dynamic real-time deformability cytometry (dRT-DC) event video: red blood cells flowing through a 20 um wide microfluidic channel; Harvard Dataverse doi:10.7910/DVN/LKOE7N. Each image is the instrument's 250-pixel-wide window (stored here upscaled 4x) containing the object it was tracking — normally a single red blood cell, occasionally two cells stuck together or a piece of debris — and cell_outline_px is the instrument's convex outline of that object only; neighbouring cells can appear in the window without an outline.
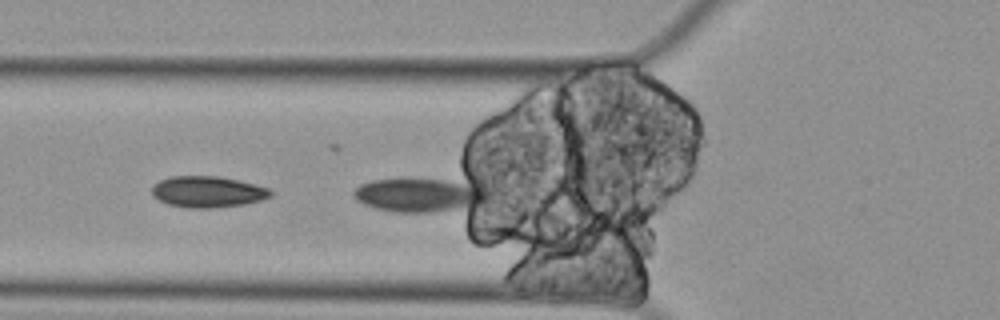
{"species": "Egyptian fruit bat (a non-hibernating species)", "species_latin": "Rousettus aegyptiacus", "temperature_condition": "cold", "stored_images_in_passage": 13, "segment_of_instrument_passage": [2, 2], "camera_frame_rate_fps": 3000, "um_per_image_px": 0.085, "animal": {"sex": "female"}, "frame": {"image": 1, "passage_image": 13, "time_ms": 4.0, "image_size_px": [1000, 320], "cell_outline_px": [[488, 200], [472, 212], [392, 212], [376, 208], [364, 204], [356, 200], [352, 196], [352, 192], [360, 184], [372, 180], [400, 176], [408, 176], [444, 180], [464, 184], [480, 188], [488, 192]], "centroid_in_image_um": [35.68, 16.6], "position_along_channel_um": 90.1, "area_um2": 27.98}}